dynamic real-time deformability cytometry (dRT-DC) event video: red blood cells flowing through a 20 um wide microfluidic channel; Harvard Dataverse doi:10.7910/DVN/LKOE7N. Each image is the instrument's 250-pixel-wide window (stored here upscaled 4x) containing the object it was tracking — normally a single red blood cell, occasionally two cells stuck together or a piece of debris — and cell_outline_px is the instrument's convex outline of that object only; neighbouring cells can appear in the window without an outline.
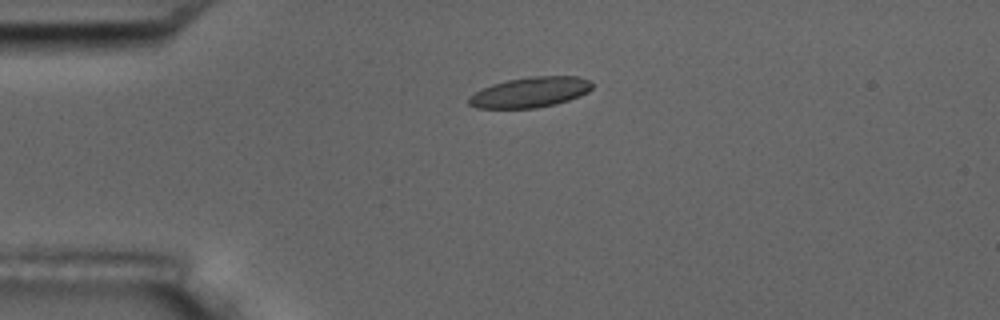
{"species": "common noctule bat (a hibernating species)", "species_latin": "Nyctalus noctula", "temperature_condition": "room temperature", "stored_images_in_passage": 3, "camera_frame_rate_fps": 3000, "um_per_image_px": 0.085, "animal": {"sex": "male", "body_mass_g": 17.5, "forearm_length_mm": 52.3}, "frame": {"image": 1, "passage_image": 1, "time_ms": 0.0, "image_size_px": [1000, 320], "cell_outline_px": [[592, 88], [588, 92], [580, 96], [556, 104], [536, 108], [476, 108], [468, 104], [468, 96], [492, 84], [508, 80], [532, 76], [576, 76], [588, 80], [592, 84]], "centroid_in_image_um": [45.06, 7.85], "position_along_channel_um": 39.9, "area_um2": 21.73}}